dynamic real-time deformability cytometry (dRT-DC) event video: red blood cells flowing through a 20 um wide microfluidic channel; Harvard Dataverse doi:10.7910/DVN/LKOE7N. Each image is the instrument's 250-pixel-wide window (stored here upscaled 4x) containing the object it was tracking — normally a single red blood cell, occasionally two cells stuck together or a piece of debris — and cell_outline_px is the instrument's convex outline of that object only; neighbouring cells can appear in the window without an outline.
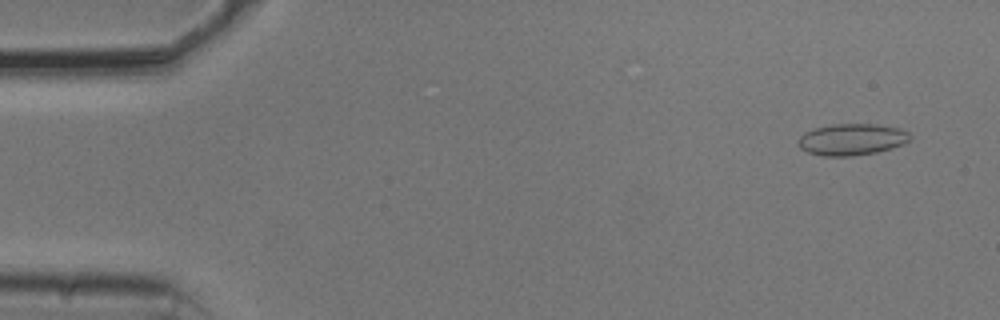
{"species": "common noctule bat (a hibernating species)", "species_latin": "Nyctalus noctula", "temperature_condition": "cold", "stored_images_in_passage": 54, "camera_frame_rate_fps": 3000, "um_per_image_px": 0.085, "animal": {"sex": "male", "body_mass_g": 20.5, "forearm_length_mm": 52.5}, "frame": {"image": 1, "passage_image": 4, "time_ms": 1.0, "image_size_px": [1000, 320], "cell_outline_px": [[912, 136], [908, 140], [892, 148], [876, 152], [852, 156], [820, 156], [808, 152], [800, 148], [796, 144], [796, 140], [804, 132], [816, 128], [832, 124], [872, 124], [900, 128], [908, 132]], "centroid_in_image_um": [72.34, 11.85], "position_along_channel_um": 12.7, "area_um2": 20.58}}
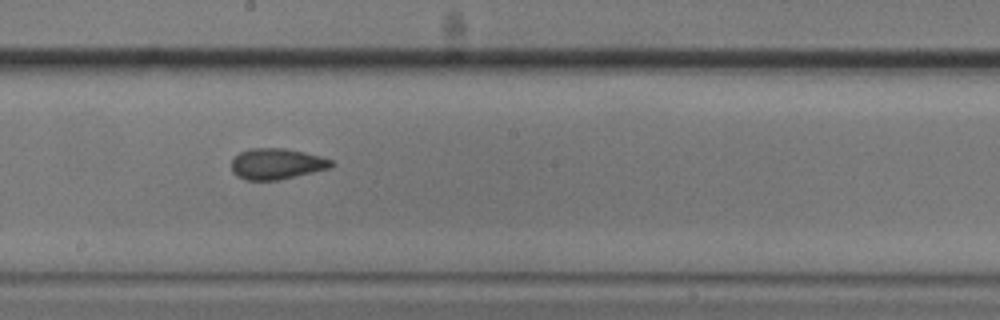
{"frame": {"image": 2, "passage_image": 30, "time_ms": 9.667, "image_size_px": [1000, 320], "cell_outline_px": [[336, 164], [332, 168], [276, 180], [248, 180], [236, 176], [232, 172], [232, 160], [240, 152], [248, 148], [284, 148], [304, 152], [320, 156], [332, 160]], "centroid_in_image_um": [23.53, 13.92], "position_along_channel_um": 224.7, "area_um2": 18.03}}
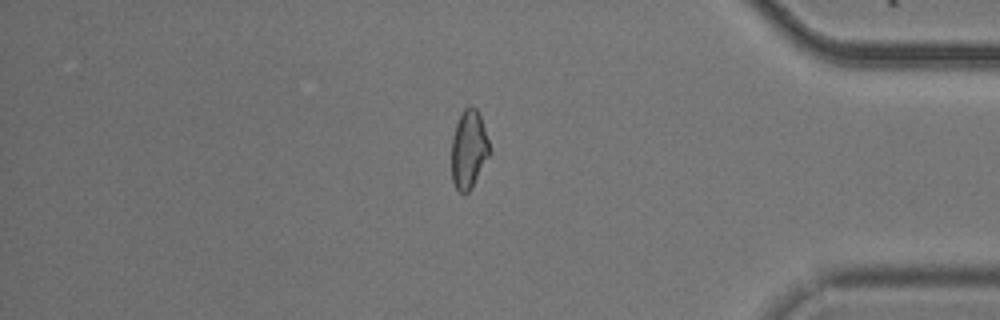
{"frame": {"image": 3, "passage_image": 46, "time_ms": 15.0, "image_size_px": [1000, 320], "cell_outline_px": [[492, 152], [472, 188], [464, 196], [456, 188], [452, 180], [452, 136], [456, 124], [464, 108], [468, 104], [472, 104], [476, 108], [480, 116], [492, 148]], "centroid_in_image_um": [39.87, 12.7], "position_along_channel_um": 395.3, "area_um2": 17.8}, "authors_computed_cell_mechanics": {"area_um2": 18.2937, "velocity_mm_per_s": 3.7488, "shape_relaxation_time_tau1_ms": null, "shape_relaxation_time_tau2_ms": 1.7134, "deformation_change_tau1": null, "deformation_change_tau2": 0.0735}}